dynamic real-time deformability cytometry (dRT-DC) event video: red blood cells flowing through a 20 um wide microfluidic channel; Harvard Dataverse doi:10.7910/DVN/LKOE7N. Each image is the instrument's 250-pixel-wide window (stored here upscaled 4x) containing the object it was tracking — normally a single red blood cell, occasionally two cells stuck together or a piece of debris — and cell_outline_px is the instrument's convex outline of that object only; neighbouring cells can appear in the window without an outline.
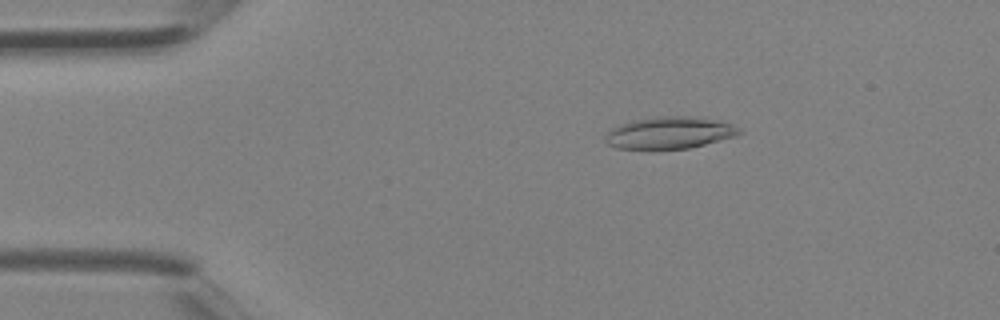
{"species": "Egyptian fruit bat (a non-hibernating species)", "species_latin": "Rousettus aegyptiacus", "temperature_condition": "room temperature", "stored_images_in_passage": 3, "camera_frame_rate_fps": 3000, "um_per_image_px": 0.085, "animal": {"sex": "female"}, "frame": {"image": 1, "passage_image": 2, "time_ms": 0.333, "image_size_px": [1000, 320], "cell_outline_px": [[744, 132], [736, 136], [688, 148], [616, 148], [608, 144], [604, 140], [604, 136], [612, 128], [620, 124], [632, 120], [656, 116], [688, 116], [720, 120], [732, 124], [740, 128]], "centroid_in_image_um": [56.93, 11.26], "position_along_channel_um": 28.1, "area_um2": 24.85}}